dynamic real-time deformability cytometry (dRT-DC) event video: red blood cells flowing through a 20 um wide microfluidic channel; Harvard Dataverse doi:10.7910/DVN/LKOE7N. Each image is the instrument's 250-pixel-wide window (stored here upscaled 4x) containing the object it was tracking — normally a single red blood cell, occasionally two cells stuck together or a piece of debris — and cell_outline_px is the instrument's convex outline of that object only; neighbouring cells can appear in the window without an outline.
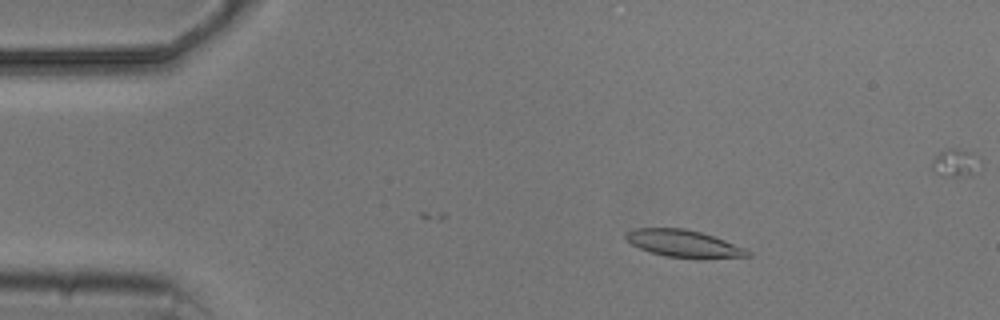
{"species": "common noctule bat (a hibernating species)", "species_latin": "Nyctalus noctula", "temperature_condition": "cold", "stored_images_in_passage": 5, "camera_frame_rate_fps": 3000, "um_per_image_px": 0.085, "animal": {"sex": "male", "body_mass_g": 20.5, "forearm_length_mm": 52.5}, "frame": {"image": 1, "passage_image": 3, "time_ms": 2.667, "image_size_px": [1000, 320], "cell_outline_px": [[752, 256], [704, 260], [664, 256], [640, 248], [632, 244], [624, 236], [624, 232], [636, 228], [684, 228], [700, 232], [724, 240], [744, 248], [752, 252]], "centroid_in_image_um": [58.16, 20.73], "position_along_channel_um": 26.8, "area_um2": 19.59}}